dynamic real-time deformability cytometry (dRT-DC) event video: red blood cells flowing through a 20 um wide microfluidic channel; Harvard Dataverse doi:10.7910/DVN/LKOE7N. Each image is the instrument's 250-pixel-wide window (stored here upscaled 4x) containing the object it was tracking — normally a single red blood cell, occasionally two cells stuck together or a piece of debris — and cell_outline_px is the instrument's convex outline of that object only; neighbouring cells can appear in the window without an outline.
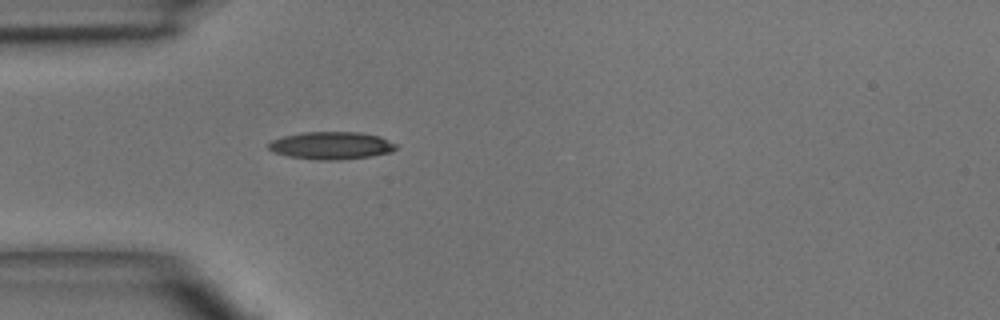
{"species": "common noctule bat (a hibernating species)", "species_latin": "Nyctalus noctula", "temperature_condition": "room temperature", "stored_images_in_passage": 5, "camera_frame_rate_fps": 3000, "um_per_image_px": 0.085, "animal": {"sex": "male", "body_mass_g": 15.6}, "frame": {"image": 1, "passage_image": 5, "time_ms": 5.333, "image_size_px": [1000, 320], "cell_outline_px": [[396, 148], [392, 152], [372, 156], [340, 160], [316, 160], [288, 156], [276, 152], [268, 148], [268, 144], [272, 140], [284, 136], [300, 132], [360, 132], [380, 136], [396, 144]], "centroid_in_image_um": [28.18, 12.37], "position_along_channel_um": 56.8, "area_um2": 20.52}}